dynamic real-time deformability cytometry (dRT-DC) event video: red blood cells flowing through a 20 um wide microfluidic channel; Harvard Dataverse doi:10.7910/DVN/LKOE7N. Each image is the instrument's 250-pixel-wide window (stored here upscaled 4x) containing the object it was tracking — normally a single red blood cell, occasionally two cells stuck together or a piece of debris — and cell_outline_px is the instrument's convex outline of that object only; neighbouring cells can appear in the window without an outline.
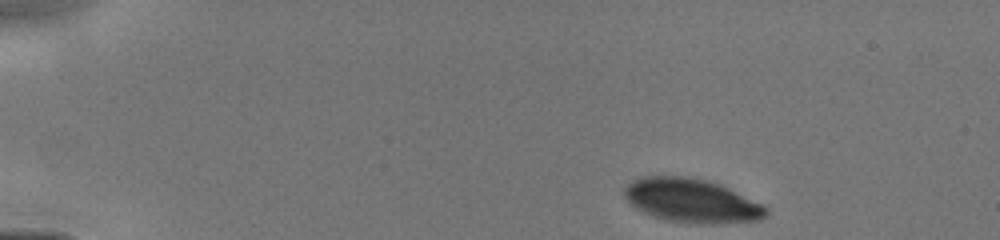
{"species": "human", "species_latin": "Homo sapiens", "temperature_condition": "cold", "stored_images_in_passage": 27, "camera_frame_rate_fps": 3000, "um_per_image_px": 0.085, "donor": {"sex": "male"}, "frame": {"image": 1, "passage_image": 1, "time_ms": 0.0, "image_size_px": [1000, 240], "cell_outline_px": [[768, 212], [760, 220], [716, 224], [700, 224], [668, 220], [652, 216], [636, 208], [624, 196], [624, 188], [628, 184], [644, 176], [684, 176], [708, 180], [720, 184], [768, 208]], "centroid_in_image_um": [58.79, 17.06], "position_along_channel_um": 26.2, "area_um2": 35.84}}
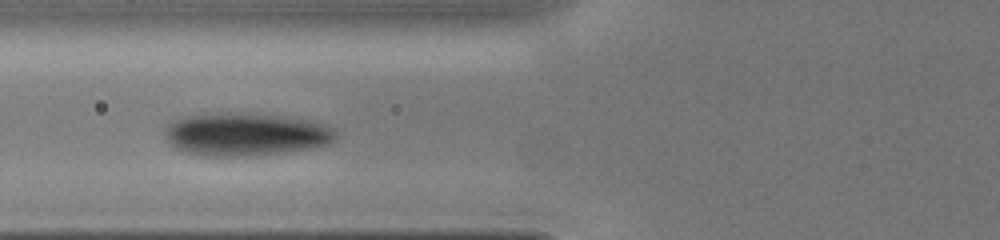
{"frame": {"image": 2, "passage_image": 14, "time_ms": 4.0, "image_size_px": [1000, 240], "cell_outline_px": [[336, 140], [332, 144], [312, 148], [260, 156], [204, 156], [180, 152], [172, 148], [164, 140], [164, 128], [172, 120], [180, 116], [204, 112], [256, 112], [288, 116], [312, 120], [328, 124], [336, 132]], "centroid_in_image_um": [20.83, 11.39], "position_along_channel_um": 105.0, "area_um2": 44.97}}
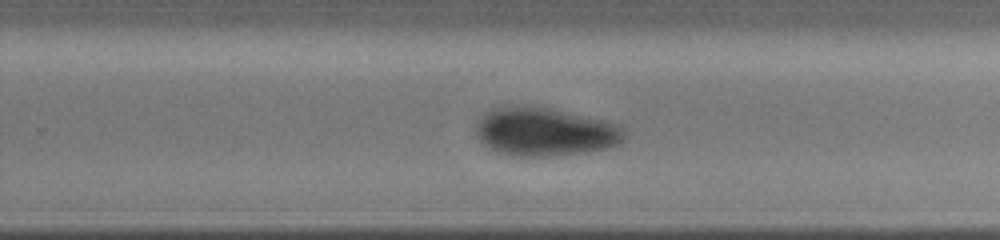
{"frame": {"image": 3, "passage_image": 27, "time_ms": 8.0, "image_size_px": [1000, 240], "cell_outline_px": [[628, 136], [620, 144], [608, 148], [588, 152], [548, 156], [520, 156], [496, 152], [488, 148], [476, 136], [476, 124], [488, 112], [496, 108], [552, 108], [608, 120], [620, 124], [628, 132]], "centroid_in_image_um": [46.45, 11.23], "position_along_channel_um": 283.4, "area_um2": 41.79}}